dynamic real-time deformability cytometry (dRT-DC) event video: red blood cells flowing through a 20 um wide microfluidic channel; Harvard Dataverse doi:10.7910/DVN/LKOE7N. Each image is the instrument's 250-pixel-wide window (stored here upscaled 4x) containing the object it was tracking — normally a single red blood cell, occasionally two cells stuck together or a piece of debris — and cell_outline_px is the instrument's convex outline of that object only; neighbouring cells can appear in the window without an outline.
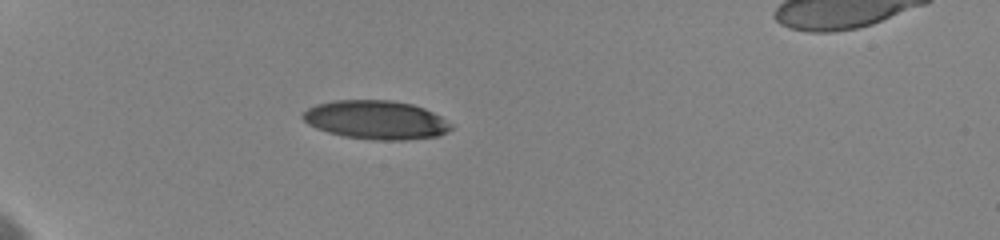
{"species": "human", "species_latin": "Homo sapiens", "temperature_condition": "cold", "stored_images_in_passage": 22, "camera_frame_rate_fps": 3000, "um_per_image_px": 0.085, "donor": {"sex": "female"}, "frame": {"image": 1, "passage_image": 13, "time_ms": 6.0, "image_size_px": [1000, 240], "cell_outline_px": [[456, 124], [448, 132], [436, 136], [404, 140], [376, 140], [344, 136], [328, 132], [316, 128], [308, 124], [300, 116], [308, 108], [316, 104], [332, 100], [392, 100], [412, 104], [424, 108]], "centroid_in_image_um": [31.98, 10.18], "position_along_channel_um": 53.0, "area_um2": 33.64}}